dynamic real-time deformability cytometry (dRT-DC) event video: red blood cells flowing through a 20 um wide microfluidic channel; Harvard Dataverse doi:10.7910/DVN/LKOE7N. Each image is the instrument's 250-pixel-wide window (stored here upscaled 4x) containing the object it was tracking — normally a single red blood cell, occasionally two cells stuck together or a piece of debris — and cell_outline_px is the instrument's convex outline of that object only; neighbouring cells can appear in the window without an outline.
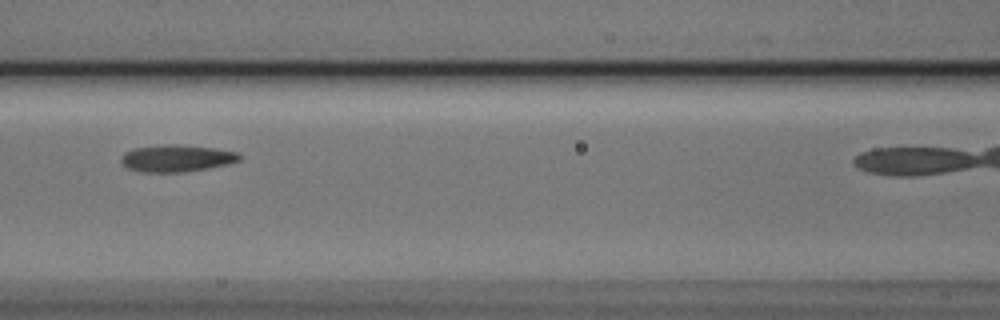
{"species": "Egyptian fruit bat (a non-hibernating species)", "species_latin": "Rousettus aegyptiacus", "temperature_condition": "cold", "stored_images_in_passage": 8, "camera_frame_rate_fps": 3000, "um_per_image_px": 0.085, "animal": {"sex": "male"}, "frame": {"image": 1, "passage_image": 4, "time_ms": 1.0, "image_size_px": [1000, 320], "cell_outline_px": [[244, 156], [240, 160], [228, 164], [208, 168], [184, 172], [140, 172], [128, 168], [120, 160], [120, 156], [124, 152], [132, 148], [164, 144], [176, 144], [212, 148], [236, 152]], "centroid_in_image_um": [14.99, 13.45], "position_along_channel_um": 151.6, "area_um2": 18.73}}